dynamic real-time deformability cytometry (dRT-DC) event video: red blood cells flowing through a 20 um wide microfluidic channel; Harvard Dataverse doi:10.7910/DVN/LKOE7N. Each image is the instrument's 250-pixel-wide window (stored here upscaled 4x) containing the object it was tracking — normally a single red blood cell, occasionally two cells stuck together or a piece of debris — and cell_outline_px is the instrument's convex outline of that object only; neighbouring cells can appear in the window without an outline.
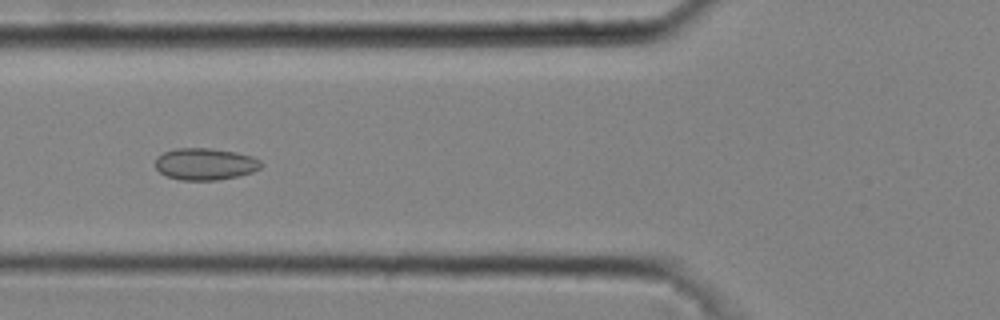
{"species": "common noctule bat (a hibernating species)", "species_latin": "Nyctalus noctula", "temperature_condition": "cold", "stored_images_in_passage": 6, "camera_frame_rate_fps": 3000, "um_per_image_px": 0.085, "animal": {"sex": "male", "body_mass_g": 20.4}, "frame": {"image": 1, "passage_image": 5, "time_ms": 1.333, "image_size_px": [1000, 320], "cell_outline_px": [[264, 164], [260, 168], [252, 172], [240, 176], [216, 180], [180, 180], [168, 176], [160, 172], [156, 168], [156, 156], [164, 152], [176, 148], [208, 148], [236, 152], [252, 156], [260, 160]], "centroid_in_image_um": [17.46, 13.94], "position_along_channel_um": 108.3, "area_um2": 19.71}}